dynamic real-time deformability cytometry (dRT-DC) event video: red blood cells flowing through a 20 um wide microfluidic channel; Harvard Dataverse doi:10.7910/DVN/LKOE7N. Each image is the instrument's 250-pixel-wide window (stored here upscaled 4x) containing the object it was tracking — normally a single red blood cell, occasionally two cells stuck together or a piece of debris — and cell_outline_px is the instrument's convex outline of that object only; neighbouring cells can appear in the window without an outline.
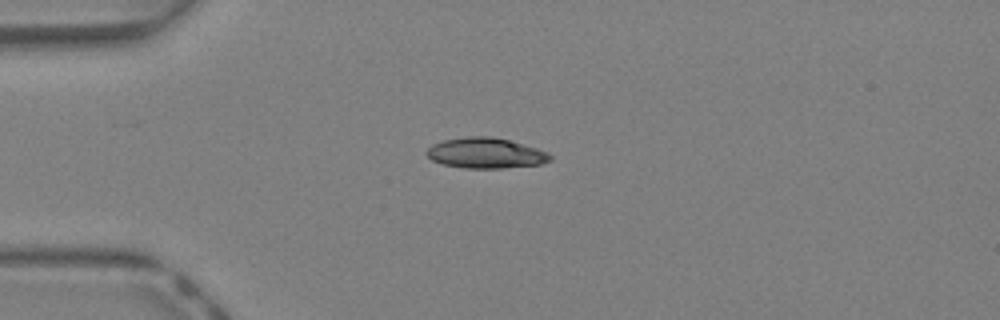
{"species": "Egyptian fruit bat (a non-hibernating species)", "species_latin": "Rousettus aegyptiacus", "temperature_condition": "warm", "stored_images_in_passage": 32, "camera_frame_rate_fps": 3000, "um_per_image_px": 0.085, "animal": {"sex": "female"}, "frame": {"image": 1, "passage_image": 1, "time_ms": 0.0, "image_size_px": [1000, 320], "cell_outline_px": [[552, 160], [540, 164], [500, 168], [464, 168], [444, 164], [432, 160], [424, 152], [432, 144], [444, 140], [468, 136], [492, 136], [508, 140], [536, 148], [548, 152], [552, 156]], "centroid_in_image_um": [41.27, 13.01], "position_along_channel_um": 43.7, "area_um2": 21.85}}
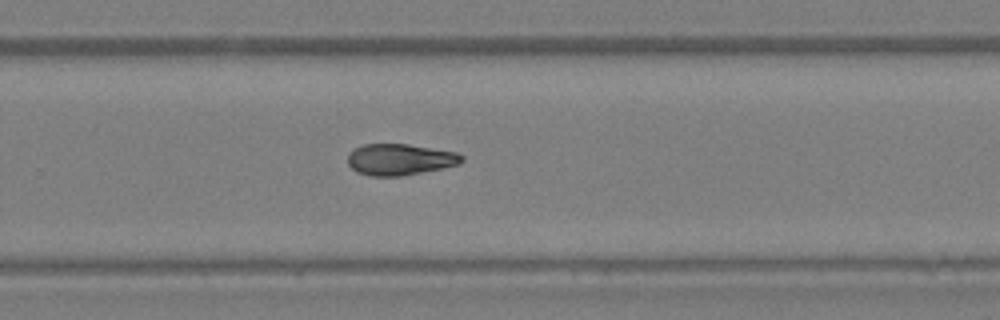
{"frame": {"image": 2, "passage_image": 18, "time_ms": 5.667, "image_size_px": [1000, 320], "cell_outline_px": [[464, 160], [460, 164], [444, 168], [400, 176], [372, 176], [356, 172], [348, 164], [348, 152], [364, 144], [408, 144], [456, 152], [464, 156]], "centroid_in_image_um": [34.0, 13.56], "position_along_channel_um": 295.8, "area_um2": 20.87}}
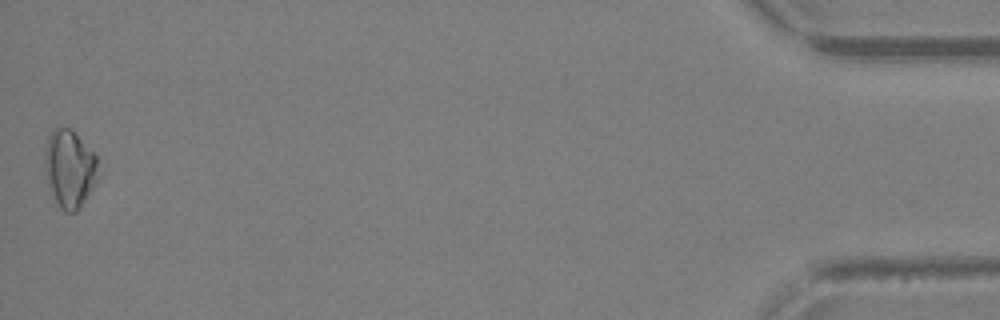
{"frame": {"image": 3, "passage_image": 32, "time_ms": 10.333, "image_size_px": [1000, 320], "cell_outline_px": [[96, 180], [80, 208], [76, 212], [64, 212], [60, 208], [48, 184], [44, 172], [44, 152], [48, 136], [52, 128], [68, 128], [96, 156]], "centroid_in_image_um": [5.85, 14.35], "position_along_channel_um": 429.3, "area_um2": 23.58}, "authors_computed_cell_mechanics": {"area_um2": 21.1259, "velocity_mm_per_s": 4.8888, "shape_relaxation_time_tau1_ms": null, "shape_relaxation_time_tau2_ms": 9.5694, "deformation_change_tau1": null, "deformation_change_tau2": 0.2002}}